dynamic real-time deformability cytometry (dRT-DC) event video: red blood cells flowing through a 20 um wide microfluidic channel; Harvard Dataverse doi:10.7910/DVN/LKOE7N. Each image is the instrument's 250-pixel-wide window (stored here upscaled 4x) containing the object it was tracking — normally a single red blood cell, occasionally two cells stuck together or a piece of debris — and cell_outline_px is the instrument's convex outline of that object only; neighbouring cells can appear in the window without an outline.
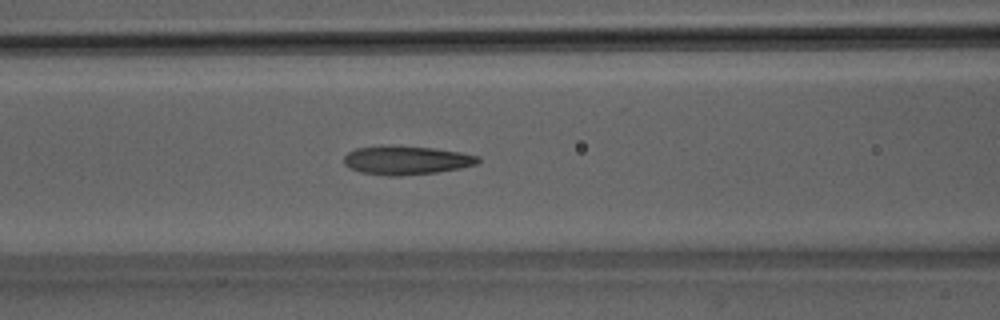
{"species": "Egyptian fruit bat (a non-hibernating species)", "species_latin": "Rousettus aegyptiacus", "temperature_condition": "room temperature", "stored_images_in_passage": 47, "camera_frame_rate_fps": 3000, "um_per_image_px": 0.085, "animal": {"sex": "male"}, "frame": {"image": 1, "passage_image": 21, "time_ms": 6.667, "image_size_px": [1000, 320], "cell_outline_px": [[480, 160], [476, 164], [460, 168], [436, 172], [400, 176], [388, 176], [360, 172], [348, 168], [344, 164], [344, 156], [348, 152], [356, 148], [432, 148], [460, 152], [480, 156]], "centroid_in_image_um": [34.55, 13.67], "position_along_channel_um": 132.0, "area_um2": 21.62}}
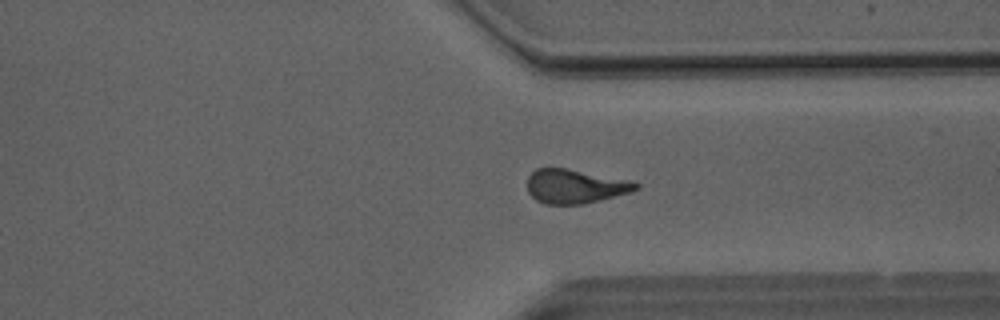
{"frame": {"image": 2, "passage_image": 38, "time_ms": 12.333, "image_size_px": [1000, 320], "cell_outline_px": [[640, 188], [632, 192], [600, 200], [580, 204], [544, 204], [536, 200], [528, 192], [528, 176], [536, 168], [568, 168], [632, 180], [640, 184]], "centroid_in_image_um": [48.92, 15.83], "position_along_channel_um": 362.5, "area_um2": 21.79}}
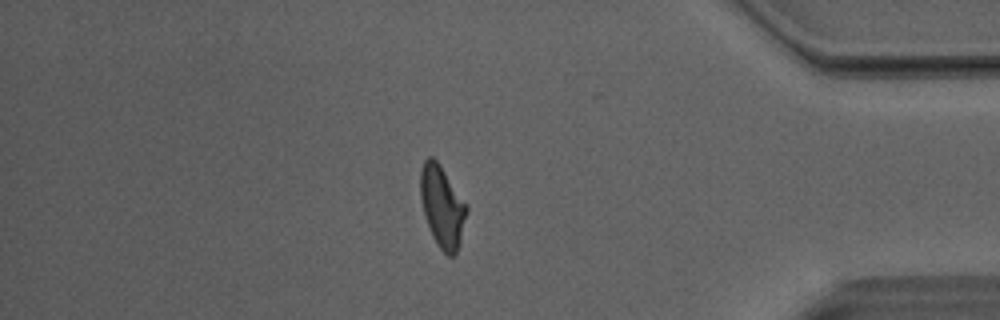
{"frame": {"image": 3, "passage_image": 43, "time_ms": 14.0, "image_size_px": [1000, 320], "cell_outline_px": [[468, 208], [460, 244], [456, 252], [452, 256], [448, 256], [440, 248], [432, 236], [424, 212], [420, 196], [420, 172], [424, 160], [428, 156], [432, 156], [440, 164], [468, 204]], "centroid_in_image_um": [37.6, 17.52], "position_along_channel_um": 397.6, "area_um2": 22.02}, "authors_computed_cell_mechanics": {"area_um2": 22.3686, "velocity_mm_per_s": 4.0745, "shape_relaxation_time_tau1_ms": 10.3898, "shape_relaxation_time_tau2_ms": 1.9249, "deformation_change_tau1": 0.2813, "deformation_change_tau2": 0.1213}}